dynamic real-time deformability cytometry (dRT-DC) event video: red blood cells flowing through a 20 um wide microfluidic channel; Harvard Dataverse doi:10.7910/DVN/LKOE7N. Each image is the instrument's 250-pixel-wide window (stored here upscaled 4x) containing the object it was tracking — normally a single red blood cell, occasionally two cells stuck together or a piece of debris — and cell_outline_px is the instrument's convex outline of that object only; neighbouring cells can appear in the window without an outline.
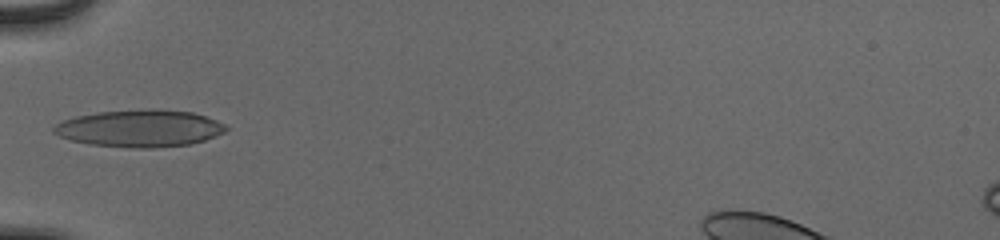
{"species": "human", "species_latin": "Homo sapiens", "temperature_condition": "cold", "stored_images_in_passage": 35, "camera_frame_rate_fps": 3000, "um_per_image_px": 0.085, "donor": {"sex": "male"}, "frame": {"image": 1, "passage_image": 1, "time_ms": 0.0, "image_size_px": [1000, 240], "cell_outline_px": [[228, 128], [224, 132], [216, 136], [192, 144], [152, 148], [132, 148], [88, 144], [68, 140], [52, 132], [52, 128], [56, 124], [64, 120], [76, 116], [100, 112], [192, 112], [216, 120], [224, 124]], "centroid_in_image_um": [11.84, 10.97], "position_along_channel_um": 73.2, "area_um2": 36.07}}
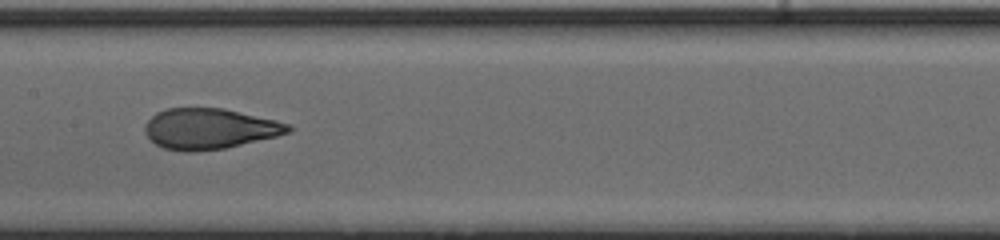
{"frame": {"image": 2, "passage_image": 10, "time_ms": 3.0, "image_size_px": [1000, 240], "cell_outline_px": [[292, 132], [276, 136], [224, 148], [192, 152], [184, 152], [164, 148], [156, 144], [144, 132], [144, 124], [156, 112], [168, 108], [224, 108], [276, 120], [292, 124]], "centroid_in_image_um": [17.81, 10.94], "position_along_channel_um": 189.6, "area_um2": 33.99}}
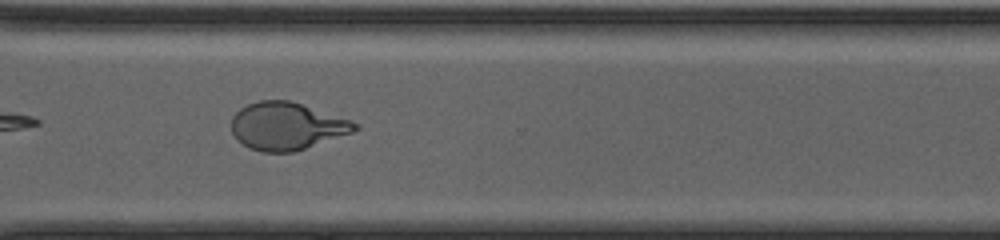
{"frame": {"image": 3, "passage_image": 22, "time_ms": 7.0, "image_size_px": [1000, 240], "cell_outline_px": [[360, 128], [352, 132], [292, 152], [264, 152], [248, 148], [236, 140], [232, 132], [232, 116], [240, 108], [248, 104], [260, 100], [288, 100], [352, 120], [360, 124]], "centroid_in_image_um": [24.35, 10.72], "position_along_channel_um": 346.3, "area_um2": 33.99}, "authors_computed_cell_mechanics": {"area_um2": 34.7378, "velocity_mm_per_s": 3.9137, "shape_relaxation_time_tau1_ms": 6.3667, "shape_relaxation_time_tau2_ms": 0.9225, "deformation_change_tau1": 0.251, "deformation_change_tau2": 0.0766}}